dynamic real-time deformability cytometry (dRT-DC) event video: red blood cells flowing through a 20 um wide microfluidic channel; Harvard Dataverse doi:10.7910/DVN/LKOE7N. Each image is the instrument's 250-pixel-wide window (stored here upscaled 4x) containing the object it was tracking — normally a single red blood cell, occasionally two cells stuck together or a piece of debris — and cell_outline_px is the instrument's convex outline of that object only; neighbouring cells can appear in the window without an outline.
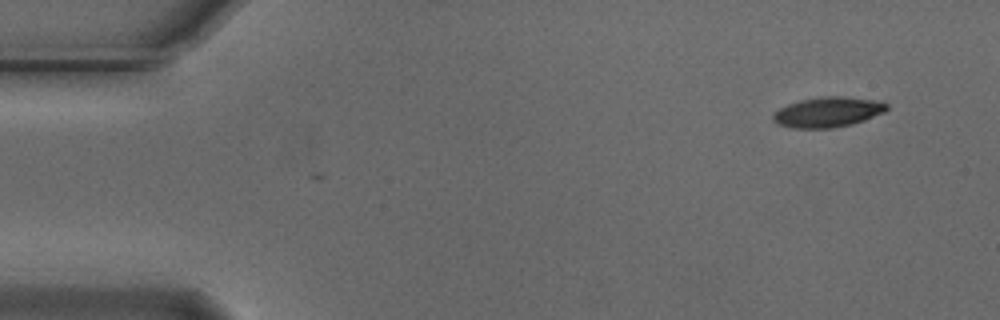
{"species": "Egyptian fruit bat (a non-hibernating species)", "species_latin": "Rousettus aegyptiacus", "temperature_condition": "cold", "stored_images_in_passage": 2, "camera_frame_rate_fps": 3000, "um_per_image_px": 0.085, "animal": {"sex": "male"}, "frame": {"image": 1, "passage_image": 2, "time_ms": 0.333, "image_size_px": [1000, 320], "cell_outline_px": [[888, 108], [884, 112], [864, 120], [852, 124], [832, 128], [792, 128], [776, 124], [772, 120], [772, 116], [780, 108], [788, 104], [800, 100], [820, 96], [844, 96], [872, 100], [888, 104]], "centroid_in_image_um": [70.33, 9.53], "position_along_channel_um": 14.7, "area_um2": 19.94}}